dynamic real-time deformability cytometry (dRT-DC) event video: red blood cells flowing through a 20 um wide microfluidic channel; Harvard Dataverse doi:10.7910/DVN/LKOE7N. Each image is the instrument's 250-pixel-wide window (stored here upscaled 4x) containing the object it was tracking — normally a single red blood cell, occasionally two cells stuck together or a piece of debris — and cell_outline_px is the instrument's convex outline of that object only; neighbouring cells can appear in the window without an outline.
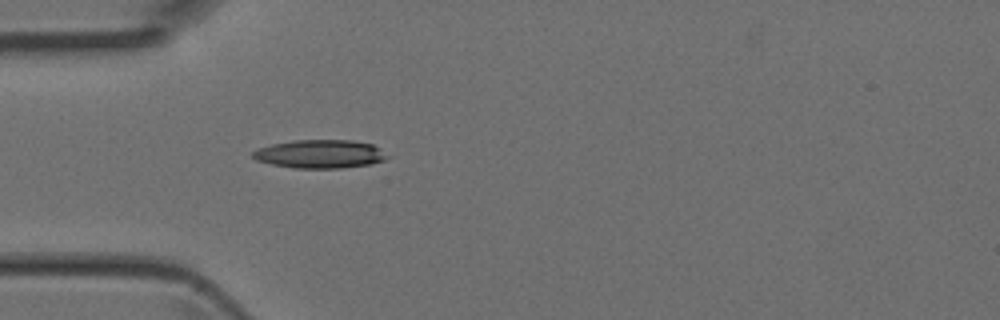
{"species": "Egyptian fruit bat (a non-hibernating species)", "species_latin": "Rousettus aegyptiacus", "temperature_condition": "room temperature", "stored_images_in_passage": 4, "camera_frame_rate_fps": 3000, "um_per_image_px": 0.085, "animal": {"sex": "female"}, "frame": {"image": 1, "passage_image": 4, "time_ms": 1.0, "image_size_px": [1000, 320], "cell_outline_px": [[392, 156], [384, 160], [372, 164], [340, 168], [296, 168], [272, 164], [256, 160], [252, 156], [252, 152], [256, 148], [272, 144], [292, 140], [352, 140], [372, 144]], "centroid_in_image_um": [27.22, 13.08], "position_along_channel_um": 57.8, "area_um2": 22.43}}